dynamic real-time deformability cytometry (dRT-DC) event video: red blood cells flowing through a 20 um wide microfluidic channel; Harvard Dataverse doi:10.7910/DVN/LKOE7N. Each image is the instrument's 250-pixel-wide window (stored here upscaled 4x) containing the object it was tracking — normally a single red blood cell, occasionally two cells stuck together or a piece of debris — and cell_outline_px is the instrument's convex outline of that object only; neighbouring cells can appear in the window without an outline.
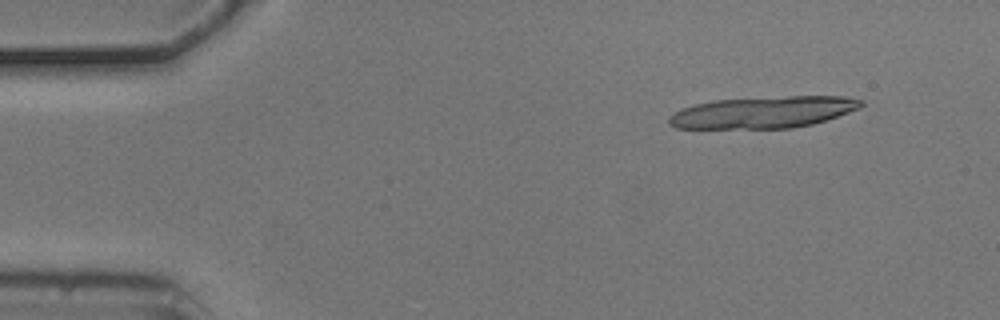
{"species": "common noctule bat (a hibernating species)", "species_latin": "Nyctalus noctula", "temperature_condition": "cold", "stored_images_in_passage": 4, "camera_frame_rate_fps": 3000, "um_per_image_px": 0.085, "animal": {"sex": "male", "body_mass_g": 20.5, "forearm_length_mm": 52.5}, "frame": {"image": 1, "passage_image": 2, "time_ms": 0.333, "image_size_px": [1000, 320], "cell_outline_px": [[864, 104], [860, 108], [812, 124], [792, 128], [676, 128], [668, 124], [668, 116], [680, 108], [712, 100], [788, 96], [844, 96], [864, 100]], "centroid_in_image_um": [64.85, 9.53], "position_along_channel_um": 20.1, "area_um2": 35.49}}